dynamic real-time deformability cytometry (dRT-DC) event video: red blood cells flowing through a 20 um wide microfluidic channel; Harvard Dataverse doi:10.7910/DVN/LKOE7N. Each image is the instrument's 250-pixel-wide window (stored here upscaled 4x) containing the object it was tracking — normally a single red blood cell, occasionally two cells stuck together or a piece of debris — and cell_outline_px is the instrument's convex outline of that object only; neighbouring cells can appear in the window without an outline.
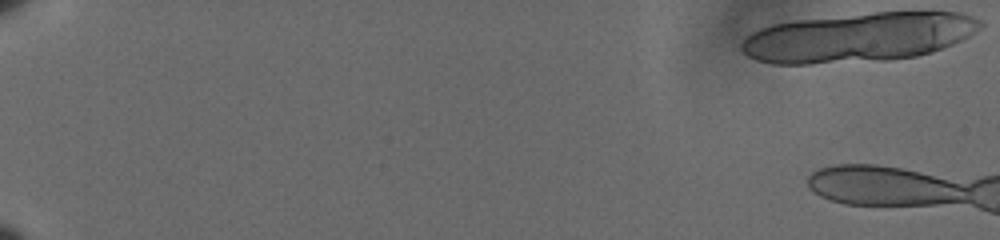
{"species": "human", "species_latin": "Homo sapiens", "temperature_condition": "cold", "stored_images_in_passage": 9, "camera_frame_rate_fps": 3000, "um_per_image_px": 0.085, "donor": {"sex": "male"}, "frame": {"image": 1, "passage_image": 1, "time_ms": 0.0, "image_size_px": [1000, 240], "cell_outline_px": [[984, 24], [980, 28], [968, 36], [952, 44], [932, 52], [916, 56], [888, 60], [808, 64], [772, 64], [756, 60], [748, 56], [740, 48], [740, 44], [752, 32], [760, 28], [772, 24], [796, 20], [876, 12], [960, 12], [972, 16], [980, 20]], "centroid_in_image_um": [72.95, 3.17], "position_along_channel_um": 12.0, "area_um2": 68.55}}